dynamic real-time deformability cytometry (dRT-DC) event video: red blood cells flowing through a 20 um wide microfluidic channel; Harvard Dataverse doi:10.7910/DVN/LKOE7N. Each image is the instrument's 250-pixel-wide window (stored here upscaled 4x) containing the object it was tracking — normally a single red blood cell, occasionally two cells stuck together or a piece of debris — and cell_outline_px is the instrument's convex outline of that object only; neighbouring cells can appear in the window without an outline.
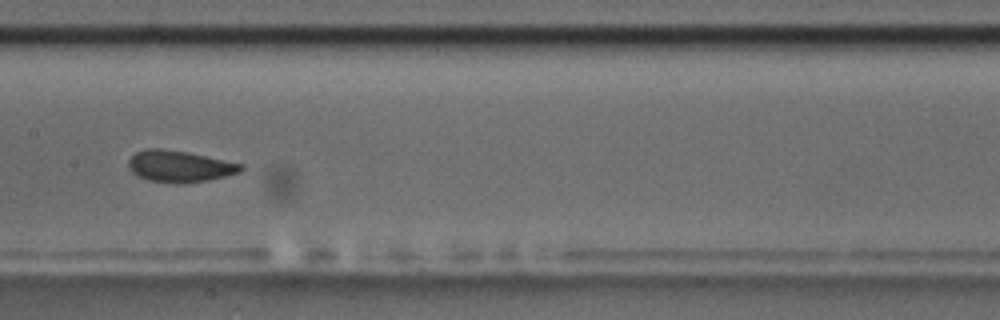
{"species": "common noctule bat (a hibernating species)", "species_latin": "Nyctalus noctula", "temperature_condition": "room temperature", "stored_images_in_passage": 14, "camera_frame_rate_fps": 3000, "um_per_image_px": 0.085, "animal": {"sex": "male", "body_mass_g": 17.5, "forearm_length_mm": 52.3}, "frame": {"image": 1, "passage_image": 7, "time_ms": 7.667, "image_size_px": [1000, 320], "cell_outline_px": [[244, 168], [240, 172], [208, 180], [184, 184], [176, 184], [148, 180], [136, 176], [128, 168], [128, 160], [136, 152], [144, 148], [160, 148], [184, 152], [244, 164]], "centroid_in_image_um": [15.22, 14.15], "position_along_channel_um": 192.2, "area_um2": 20.69}}
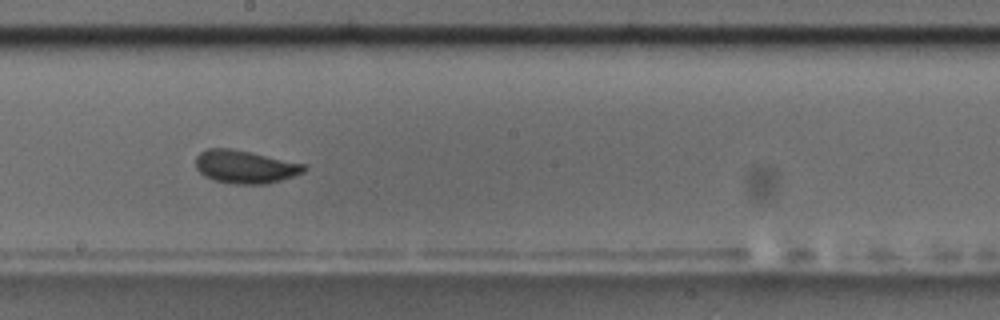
{"frame": {"image": 2, "passage_image": 8, "time_ms": 8.667, "image_size_px": [1000, 320], "cell_outline_px": [[308, 168], [304, 172], [280, 180], [264, 184], [232, 184], [216, 180], [204, 176], [196, 168], [196, 156], [200, 152], [208, 148], [232, 148], [252, 152], [308, 164]], "centroid_in_image_um": [20.86, 14.16], "position_along_channel_um": 227.3, "area_um2": 21.04}, "authors_computed_cell_mechanics": {"area_um2": 20.6635, "velocity_mm_per_s": 3.5503, "shape_relaxation_time_tau1_ms": 2.6849, "shape_relaxation_time_tau2_ms": 1.4222, "deformation_change_tau1": 0.074, "deformation_change_tau2": 0.0628}}